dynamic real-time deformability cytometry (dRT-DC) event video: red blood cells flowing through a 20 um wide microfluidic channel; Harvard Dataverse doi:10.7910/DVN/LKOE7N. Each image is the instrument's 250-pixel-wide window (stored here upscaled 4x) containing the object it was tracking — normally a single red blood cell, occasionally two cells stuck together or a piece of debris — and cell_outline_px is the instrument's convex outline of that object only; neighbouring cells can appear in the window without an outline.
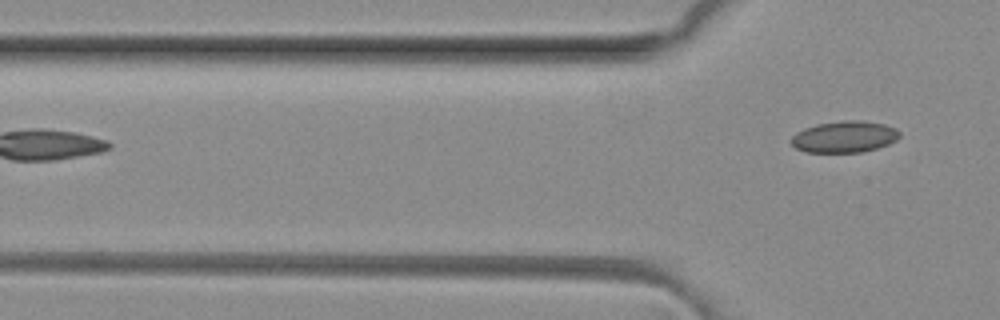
{"species": "common noctule bat (a hibernating species)", "species_latin": "Nyctalus noctula", "temperature_condition": "room temperature", "stored_images_in_passage": 3, "camera_frame_rate_fps": 3000, "um_per_image_px": 0.085, "animal": {"sex": "female", "body_mass_g": 29.2, "forearm_length_mm": 56.3}, "frame": {"image": 1, "passage_image": 3, "time_ms": 0.667, "image_size_px": [1000, 320], "cell_outline_px": [[900, 136], [896, 140], [888, 144], [876, 148], [860, 152], [808, 152], [796, 148], [792, 144], [792, 136], [796, 132], [804, 128], [816, 124], [844, 120], [864, 120], [884, 124], [896, 128], [900, 132]], "centroid_in_image_um": [71.79, 11.61], "position_along_channel_um": 54.0, "area_um2": 19.88}}